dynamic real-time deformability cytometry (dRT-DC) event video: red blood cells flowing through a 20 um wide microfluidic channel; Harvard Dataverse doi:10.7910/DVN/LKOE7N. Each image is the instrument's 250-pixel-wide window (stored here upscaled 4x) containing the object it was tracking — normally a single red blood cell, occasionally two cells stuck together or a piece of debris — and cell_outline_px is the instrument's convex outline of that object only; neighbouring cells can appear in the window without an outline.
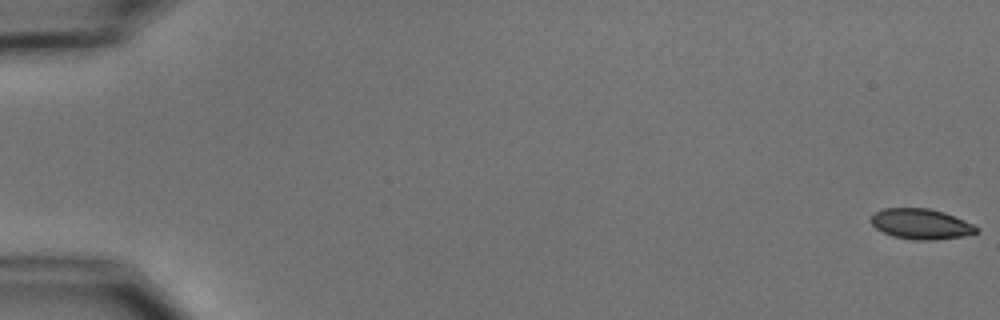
{"species": "common noctule bat (a hibernating species)", "species_latin": "Nyctalus noctula", "temperature_condition": "cold", "stored_images_in_passage": 45, "camera_frame_rate_fps": 3000, "um_per_image_px": 0.085, "animal": {"sex": "male", "body_mass_g": 15.6}, "frame": {"image": 1, "passage_image": 1, "time_ms": 0.0, "image_size_px": [1000, 320], "cell_outline_px": [[980, 232], [964, 236], [932, 240], [916, 240], [892, 236], [876, 228], [868, 220], [876, 212], [884, 208], [928, 208], [944, 212], [964, 220], [980, 228]], "centroid_in_image_um": [78.3, 19.04], "position_along_channel_um": 6.7, "area_um2": 18.73}}
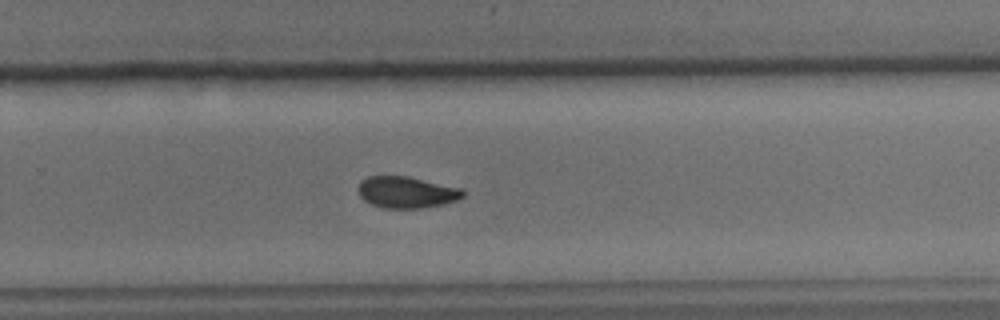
{"frame": {"image": 2, "passage_image": 37, "time_ms": 12.0, "image_size_px": [1000, 320], "cell_outline_px": [[464, 196], [456, 200], [444, 204], [420, 208], [384, 208], [372, 204], [364, 200], [360, 196], [356, 188], [360, 180], [368, 176], [408, 176], [464, 188]], "centroid_in_image_um": [34.55, 16.33], "position_along_channel_um": 295.3, "area_um2": 19.48}}
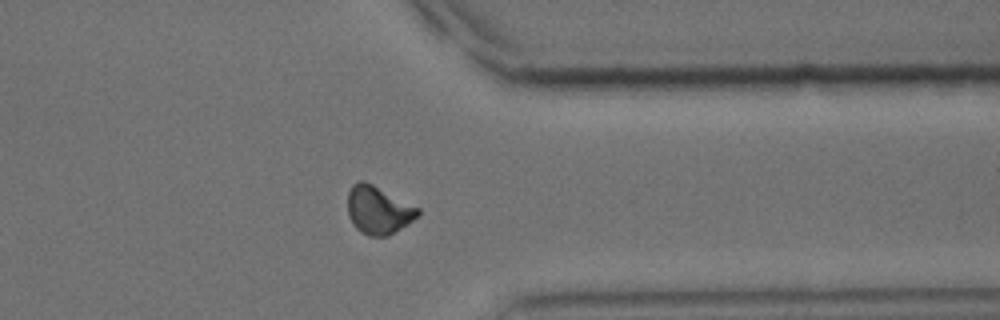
{"frame": {"image": 3, "passage_image": 44, "time_ms": 14.333, "image_size_px": [1000, 320], "cell_outline_px": [[420, 212], [408, 224], [388, 236], [368, 236], [360, 232], [352, 224], [348, 216], [348, 192], [352, 184], [360, 180], [364, 180], [420, 208]], "centroid_in_image_um": [32.13, 17.86], "position_along_channel_um": 379.3, "area_um2": 19.65}, "authors_computed_cell_mechanics": {"area_um2": 19.8832, "velocity_mm_per_s": 3.7536, "shape_relaxation_time_tau1_ms": 3.82, "shape_relaxation_time_tau2_ms": 2.7886, "deformation_change_tau1": 0.1065, "deformation_change_tau2": 0.0582}}